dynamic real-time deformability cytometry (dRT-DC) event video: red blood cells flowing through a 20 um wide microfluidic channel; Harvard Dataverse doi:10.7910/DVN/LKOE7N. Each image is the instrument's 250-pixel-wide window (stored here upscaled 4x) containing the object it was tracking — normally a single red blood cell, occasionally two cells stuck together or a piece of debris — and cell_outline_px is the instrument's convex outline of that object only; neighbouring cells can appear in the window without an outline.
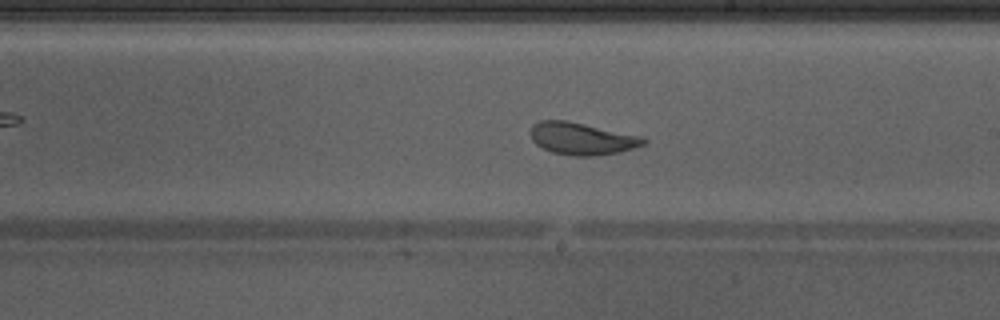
{"species": "Egyptian fruit bat (a non-hibernating species)", "species_latin": "Rousettus aegyptiacus", "temperature_condition": "warm", "stored_images_in_passage": 36, "camera_frame_rate_fps": 3000, "um_per_image_px": 0.085, "animal": {"sex": "male"}, "frame": {"image": 1, "passage_image": 16, "time_ms": 5.0, "image_size_px": [1000, 320], "cell_outline_px": [[648, 140], [644, 144], [620, 152], [596, 156], [572, 156], [552, 152], [536, 144], [532, 140], [532, 124], [540, 120], [568, 120], [644, 136]], "centroid_in_image_um": [49.5, 11.77], "position_along_channel_um": 239.5, "area_um2": 21.39}, "authors_computed_cell_mechanics": {"area_um2": 22.1374, "velocity_mm_per_s": 4.2297, "shape_relaxation_time_tau1_ms": 2.9104, "shape_relaxation_time_tau2_ms": 1.0115, "deformation_change_tau1": 0.1046, "deformation_change_tau2": 0.0729}}